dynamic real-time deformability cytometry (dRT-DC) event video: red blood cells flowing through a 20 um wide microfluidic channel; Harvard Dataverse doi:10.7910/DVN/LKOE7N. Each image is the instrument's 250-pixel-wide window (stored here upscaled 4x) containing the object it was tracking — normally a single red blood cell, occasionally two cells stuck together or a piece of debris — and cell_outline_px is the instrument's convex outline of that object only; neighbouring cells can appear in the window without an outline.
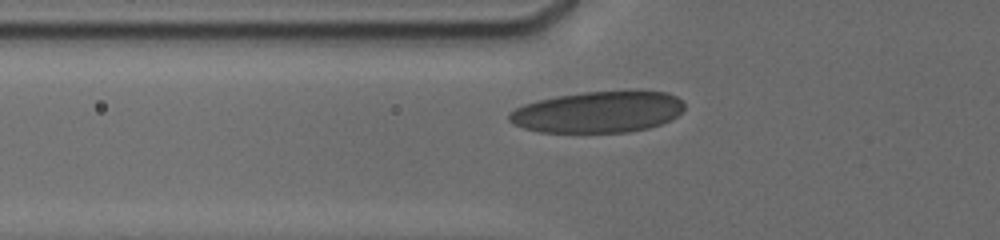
{"species": "human", "species_latin": "Homo sapiens", "temperature_condition": "cold", "stored_images_in_passage": 16, "camera_frame_rate_fps": 3000, "um_per_image_px": 0.085, "donor": {"sex": "male"}, "frame": {"image": 1, "passage_image": 5, "time_ms": 1.667, "image_size_px": [1000, 240], "cell_outline_px": [[684, 108], [676, 116], [660, 124], [648, 128], [628, 132], [540, 132], [524, 128], [508, 120], [508, 112], [524, 104], [536, 100], [556, 96], [584, 92], [668, 92], [676, 96], [684, 104]], "centroid_in_image_um": [50.79, 9.53], "position_along_channel_um": 75.0, "area_um2": 41.79}}
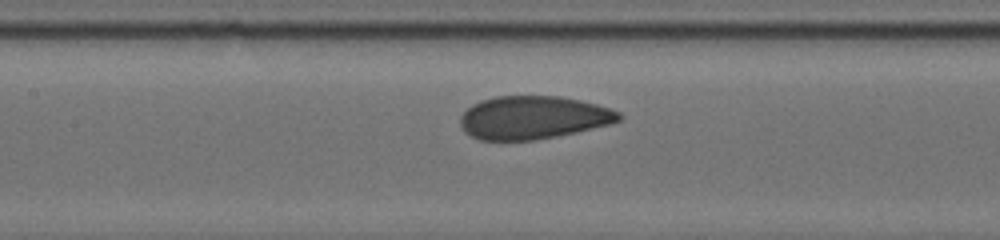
{"frame": {"image": 2, "passage_image": 11, "time_ms": 4.0, "image_size_px": [1000, 240], "cell_outline_px": [[624, 116], [620, 120], [608, 124], [556, 136], [536, 140], [480, 140], [464, 132], [460, 124], [460, 116], [472, 104], [480, 100], [496, 96], [560, 96], [580, 100], [596, 104], [620, 112]], "centroid_in_image_um": [45.28, 9.98], "position_along_channel_um": 162.1, "area_um2": 39.71}}
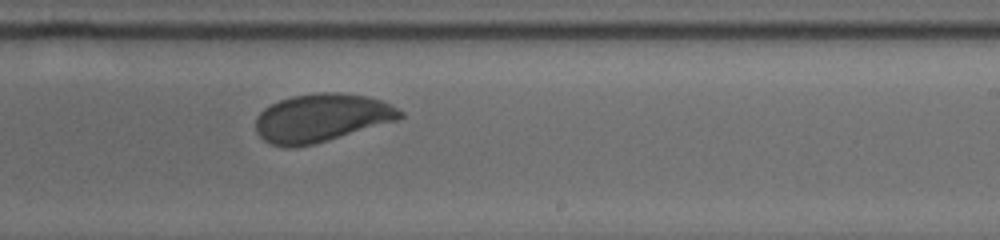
{"frame": {"image": 3, "passage_image": 16, "time_ms": 6.667, "image_size_px": [1000, 240], "cell_outline_px": [[404, 116], [400, 120], [312, 144], [292, 148], [284, 148], [272, 144], [264, 140], [256, 132], [256, 116], [264, 108], [280, 100], [292, 96], [320, 92], [340, 92], [368, 96], [380, 100], [404, 112]], "centroid_in_image_um": [27.33, 10.02], "position_along_channel_um": 261.7, "area_um2": 40.52}}